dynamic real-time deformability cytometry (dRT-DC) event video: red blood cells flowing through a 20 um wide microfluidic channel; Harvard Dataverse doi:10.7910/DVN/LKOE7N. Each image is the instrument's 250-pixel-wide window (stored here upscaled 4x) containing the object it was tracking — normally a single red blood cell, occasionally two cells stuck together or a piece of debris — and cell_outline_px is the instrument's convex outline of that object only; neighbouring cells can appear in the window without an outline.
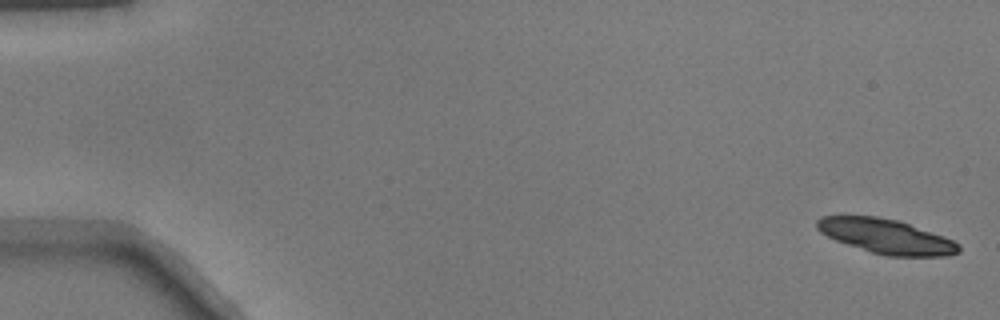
{"species": "common noctule bat (a hibernating species)", "species_latin": "Nyctalus noctula", "temperature_condition": "warm", "stored_images_in_passage": 43, "segment_of_instrument_passage": [1, 2], "camera_frame_rate_fps": 3000, "um_per_image_px": 0.085, "animal": {"sex": "male", "body_mass_g": 17.9}, "frame": {"image": 1, "passage_image": 1, "time_ms": 0.0, "image_size_px": [1000, 320], "cell_outline_px": [[960, 252], [948, 256], [888, 256], [872, 252], [836, 240], [820, 232], [816, 228], [816, 220], [820, 216], [876, 216], [896, 220], [944, 236], [960, 244]], "centroid_in_image_um": [75.33, 20.09], "position_along_channel_um": 9.7, "area_um2": 28.26}}
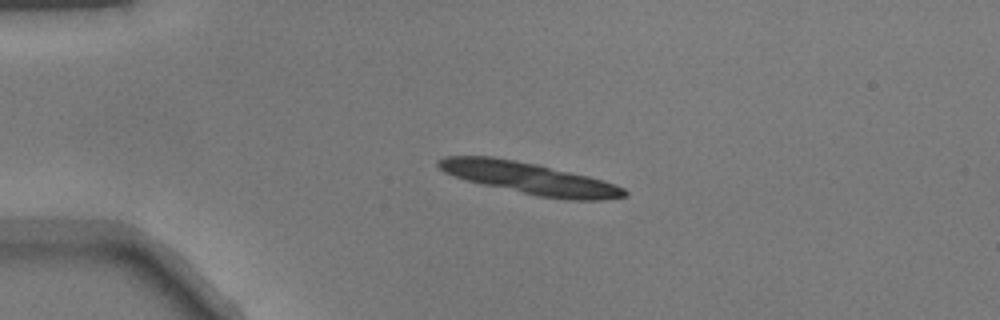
{"frame": {"image": 2, "passage_image": 12, "time_ms": 3.667, "image_size_px": [1000, 320], "cell_outline_px": [[628, 196], [604, 200], [572, 200], [540, 196], [484, 184], [468, 180], [444, 172], [436, 164], [436, 160], [444, 156], [492, 156], [516, 160], [536, 164], [588, 176], [604, 180], [616, 184], [624, 188], [628, 192]], "centroid_in_image_um": [45.05, 15.14], "position_along_channel_um": 39.9, "area_um2": 33.99}}